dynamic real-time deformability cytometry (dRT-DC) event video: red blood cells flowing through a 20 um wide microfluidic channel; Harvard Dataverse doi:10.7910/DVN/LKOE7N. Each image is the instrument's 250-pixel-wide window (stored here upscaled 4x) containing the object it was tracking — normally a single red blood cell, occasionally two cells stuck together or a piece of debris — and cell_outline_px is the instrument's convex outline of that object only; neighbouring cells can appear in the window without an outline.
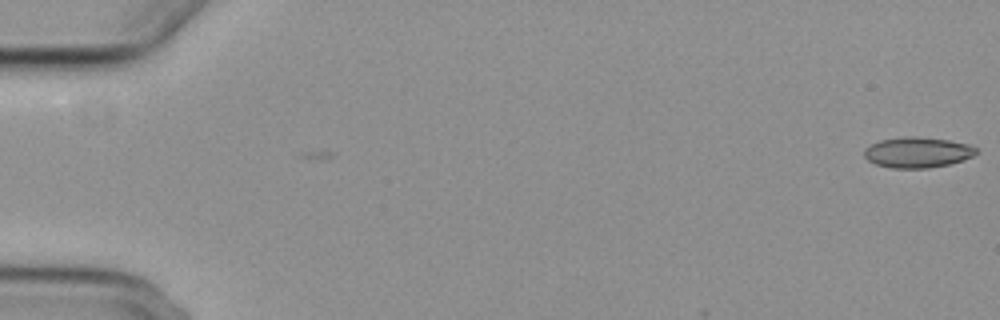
{"species": "common noctule bat (a hibernating species)", "species_latin": "Nyctalus noctula", "temperature_condition": "cold", "stored_images_in_passage": 3, "camera_frame_rate_fps": 3000, "um_per_image_px": 0.085, "animal": {"sex": "female", "body_mass_g": 29.2, "forearm_length_mm": 56.3}, "frame": {"image": 1, "passage_image": 3, "time_ms": 0.667, "image_size_px": [1000, 320], "cell_outline_px": [[980, 152], [964, 160], [948, 164], [928, 168], [892, 168], [876, 164], [868, 160], [864, 156], [864, 148], [880, 140], [908, 136], [916, 136], [948, 140], [968, 144], [976, 148]], "centroid_in_image_um": [78.0, 12.95], "position_along_channel_um": 7.0, "area_um2": 19.94}}